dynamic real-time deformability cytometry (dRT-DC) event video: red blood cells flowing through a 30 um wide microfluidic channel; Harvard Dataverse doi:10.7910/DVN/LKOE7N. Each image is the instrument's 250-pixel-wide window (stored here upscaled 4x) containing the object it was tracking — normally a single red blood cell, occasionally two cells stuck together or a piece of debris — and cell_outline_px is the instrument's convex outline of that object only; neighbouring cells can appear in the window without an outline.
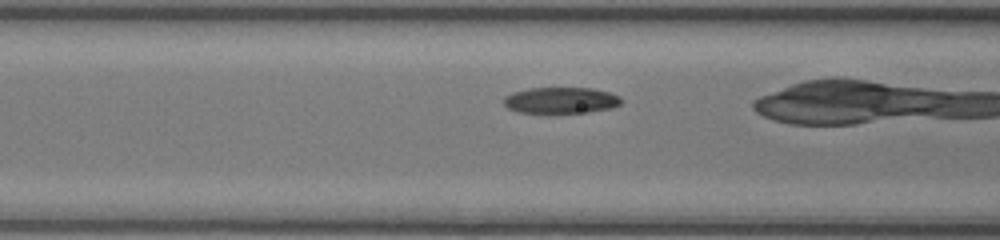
{"species": "common noctule bat (a hibernating species)", "species_latin": "Nyctalus noctula", "temperature_condition": "room temperature", "stored_images_in_passage": 9, "camera_frame_rate_fps": 3000, "um_per_image_px": 0.085, "animal": {"sex": "female", "body_mass_g": 17.0, "forearm_length_mm": 48.0}, "frame": {"image": 1, "passage_image": 7, "time_ms": 2.0, "image_size_px": [1000, 240], "cell_outline_px": [[624, 100], [620, 104], [612, 108], [588, 112], [520, 112], [508, 108], [504, 104], [504, 96], [512, 92], [528, 88], [592, 88], [608, 92], [620, 96]], "centroid_in_image_um": [47.69, 8.51], "position_along_channel_um": 118.9, "area_um2": 17.86}}